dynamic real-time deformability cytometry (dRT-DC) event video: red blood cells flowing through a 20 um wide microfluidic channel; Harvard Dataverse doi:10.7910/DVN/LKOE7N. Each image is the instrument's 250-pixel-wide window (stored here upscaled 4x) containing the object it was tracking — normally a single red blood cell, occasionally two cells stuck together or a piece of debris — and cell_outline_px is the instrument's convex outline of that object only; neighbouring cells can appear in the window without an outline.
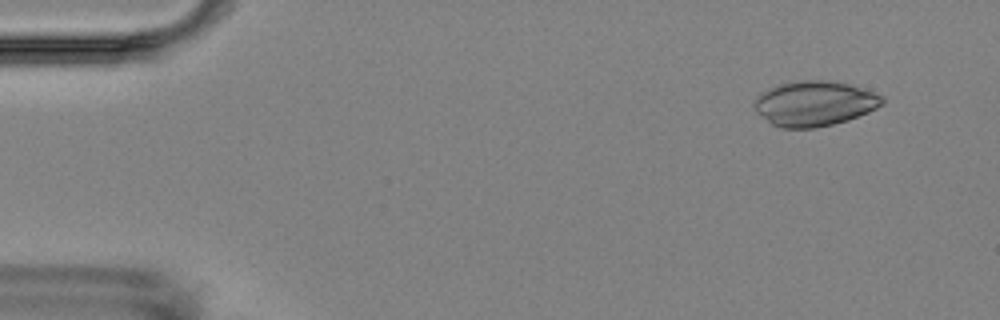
{"species": "Egyptian fruit bat (a non-hibernating species)", "species_latin": "Rousettus aegyptiacus", "temperature_condition": "room temperature", "stored_images_in_passage": 6, "camera_frame_rate_fps": 3000, "um_per_image_px": 0.085, "animal": {"sex": "female"}, "frame": {"image": 1, "passage_image": 2, "time_ms": 1.0, "image_size_px": [1000, 320], "cell_outline_px": [[884, 104], [868, 112], [848, 120], [816, 128], [780, 128], [772, 124], [756, 112], [752, 104], [752, 100], [760, 92], [780, 84], [804, 80], [828, 80], [852, 84], [884, 96]], "centroid_in_image_um": [69.22, 8.79], "position_along_channel_um": 15.8, "area_um2": 33.87}}